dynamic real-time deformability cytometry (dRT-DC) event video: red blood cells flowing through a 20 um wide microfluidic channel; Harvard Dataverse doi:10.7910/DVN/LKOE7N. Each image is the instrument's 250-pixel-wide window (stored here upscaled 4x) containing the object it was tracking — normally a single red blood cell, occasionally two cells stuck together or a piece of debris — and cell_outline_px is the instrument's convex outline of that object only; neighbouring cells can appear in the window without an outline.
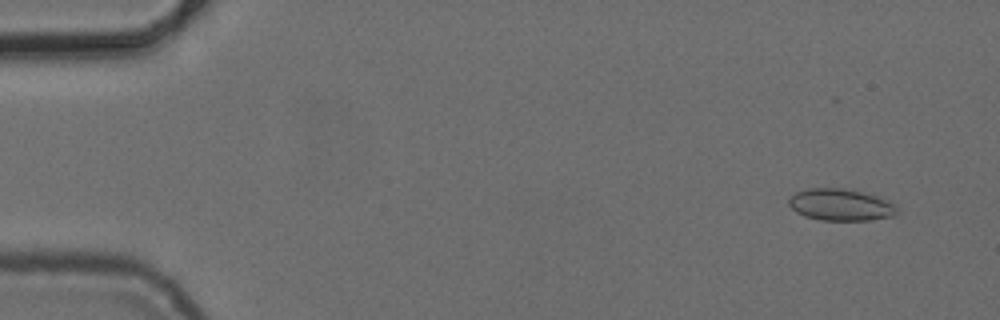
{"species": "common noctule bat (a hibernating species)", "species_latin": "Nyctalus noctula", "temperature_condition": "cold", "stored_images_in_passage": 6, "camera_frame_rate_fps": 3000, "um_per_image_px": 0.085, "animal": {"sex": "female", "body_mass_g": 24.6, "forearm_length_mm": 56.2}, "frame": {"image": 1, "passage_image": 1, "time_ms": 0.0, "image_size_px": [1000, 320], "cell_outline_px": [[900, 212], [892, 216], [868, 220], [820, 220], [804, 216], [796, 212], [788, 204], [788, 200], [796, 192], [808, 188], [844, 188], [884, 196], [896, 204]], "centroid_in_image_um": [71.53, 17.39], "position_along_channel_um": 13.5, "area_um2": 20.52}}
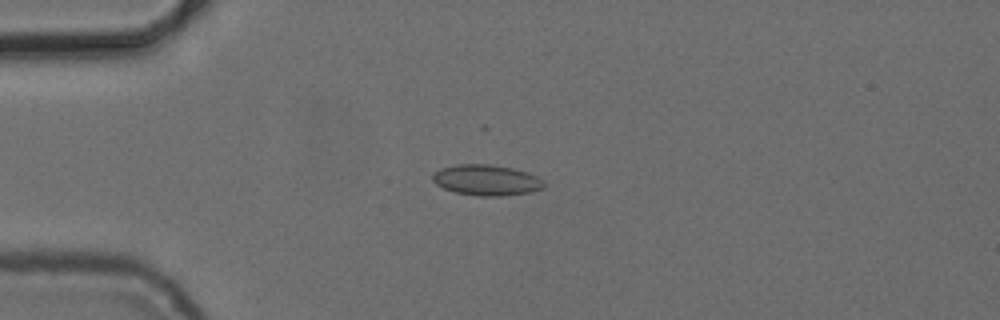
{"frame": {"image": 2, "passage_image": 4, "time_ms": 3.333, "image_size_px": [1000, 320], "cell_outline_px": [[544, 188], [532, 192], [500, 196], [480, 196], [456, 192], [444, 188], [436, 184], [432, 180], [432, 176], [440, 168], [456, 164], [488, 164], [512, 168], [528, 172], [544, 180]], "centroid_in_image_um": [41.37, 15.3], "position_along_channel_um": 43.6, "area_um2": 19.94}}